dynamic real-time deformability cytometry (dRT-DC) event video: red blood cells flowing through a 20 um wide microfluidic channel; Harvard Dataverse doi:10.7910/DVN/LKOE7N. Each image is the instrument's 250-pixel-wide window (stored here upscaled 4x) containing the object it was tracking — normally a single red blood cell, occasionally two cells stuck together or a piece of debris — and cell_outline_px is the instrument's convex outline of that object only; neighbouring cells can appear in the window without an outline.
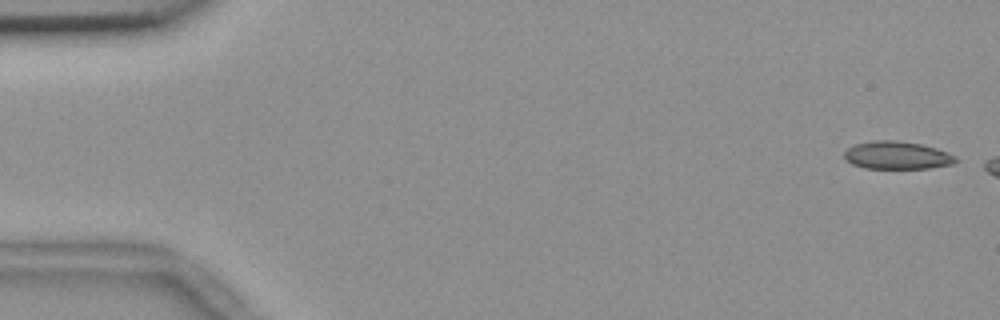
{"species": "common noctule bat (a hibernating species)", "species_latin": "Nyctalus noctula", "temperature_condition": "room temperature", "stored_images_in_passage": 2, "segment_of_instrument_passage": [2, 2], "camera_frame_rate_fps": 3000, "um_per_image_px": 0.085, "animal": {"sex": "female", "body_mass_g": 18.4}, "frame": {"image": 1, "passage_image": 2, "time_ms": 0.333, "image_size_px": [1000, 320], "cell_outline_px": [[956, 164], [928, 168], [864, 168], [852, 164], [844, 160], [844, 152], [848, 148], [856, 144], [872, 140], [896, 140], [920, 144], [936, 148], [948, 152], [956, 156]], "centroid_in_image_um": [76.24, 13.2], "position_along_channel_um": 8.8, "area_um2": 18.15}}